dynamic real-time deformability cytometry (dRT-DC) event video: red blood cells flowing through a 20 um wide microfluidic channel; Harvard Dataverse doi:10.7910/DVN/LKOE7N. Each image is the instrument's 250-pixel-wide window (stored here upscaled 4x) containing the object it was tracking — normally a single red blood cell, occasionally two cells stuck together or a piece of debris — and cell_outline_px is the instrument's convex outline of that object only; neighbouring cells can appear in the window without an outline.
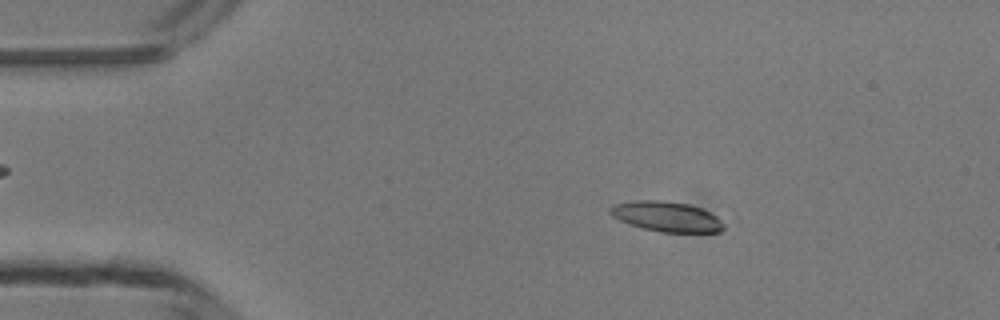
{"species": "common noctule bat (a hibernating species)", "species_latin": "Nyctalus noctula", "temperature_condition": "room temperature", "stored_images_in_passage": 4, "camera_frame_rate_fps": 3000, "um_per_image_px": 0.085, "animal": {"sex": "male", "body_mass_g": 13.3}, "frame": {"image": 1, "passage_image": 2, "time_ms": 1.0, "image_size_px": [1000, 320], "cell_outline_px": [[728, 216], [724, 228], [720, 232], [660, 232], [640, 228], [628, 224], [612, 216], [608, 212], [608, 208], [612, 204], [632, 200], [660, 200], [688, 204]], "centroid_in_image_um": [56.76, 18.4], "position_along_channel_um": 28.2, "area_um2": 20.92}}